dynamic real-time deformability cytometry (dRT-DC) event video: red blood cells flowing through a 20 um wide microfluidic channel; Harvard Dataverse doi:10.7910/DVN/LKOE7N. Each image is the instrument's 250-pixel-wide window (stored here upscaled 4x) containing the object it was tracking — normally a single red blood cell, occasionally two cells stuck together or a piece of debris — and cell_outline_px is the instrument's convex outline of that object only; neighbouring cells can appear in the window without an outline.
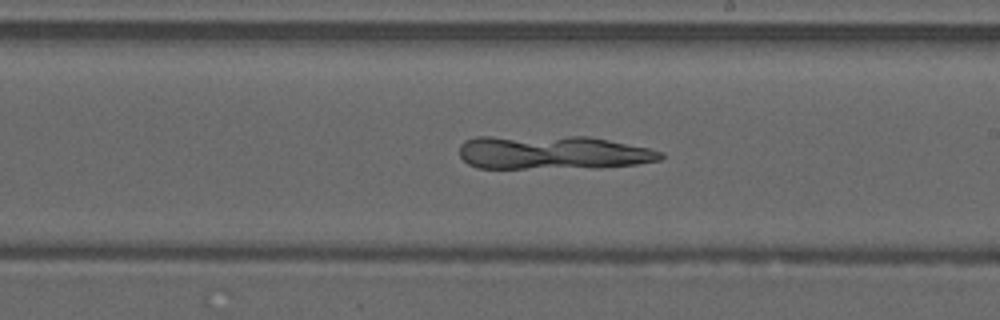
{"species": "common noctule bat (a hibernating species)", "species_latin": "Nyctalus noctula", "temperature_condition": "warm", "stored_images_in_passage": 50, "camera_frame_rate_fps": 3000, "um_per_image_px": 0.085, "animal": {"sex": "male", "forearm_length_mm": 52.5}, "frame": {"image": 1, "passage_image": 29, "time_ms": 9.333, "image_size_px": [1000, 320], "cell_outline_px": [[664, 156], [660, 160], [636, 164], [600, 168], [476, 168], [468, 164], [460, 156], [460, 144], [464, 140], [476, 136], [588, 136], [648, 148], [664, 152]], "centroid_in_image_um": [46.95, 12.96], "position_along_channel_um": 242.0, "area_um2": 40.17}}